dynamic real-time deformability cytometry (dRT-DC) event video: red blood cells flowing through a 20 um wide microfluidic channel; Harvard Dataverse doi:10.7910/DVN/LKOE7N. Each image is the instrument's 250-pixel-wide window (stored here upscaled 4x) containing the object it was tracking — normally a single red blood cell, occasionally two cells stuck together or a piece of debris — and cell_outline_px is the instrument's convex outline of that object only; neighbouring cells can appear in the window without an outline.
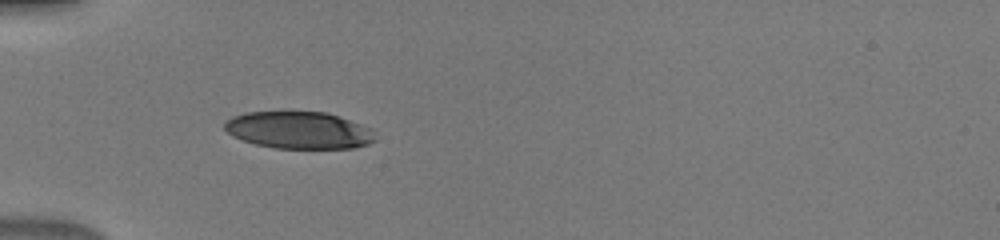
{"species": "human", "species_latin": "Homo sapiens", "temperature_condition": "warm", "stored_images_in_passage": 39, "camera_frame_rate_fps": 3000, "um_per_image_px": 0.085, "donor": {"sex": "male"}, "frame": {"image": 1, "passage_image": 6, "time_ms": 1.667, "image_size_px": [1000, 240], "cell_outline_px": [[376, 140], [368, 144], [352, 148], [276, 148], [256, 144], [232, 136], [224, 128], [224, 124], [232, 116], [244, 112], [284, 108], [324, 112], [340, 116], [372, 128]], "centroid_in_image_um": [25.38, 11.0], "position_along_channel_um": 59.6, "area_um2": 33.7}}